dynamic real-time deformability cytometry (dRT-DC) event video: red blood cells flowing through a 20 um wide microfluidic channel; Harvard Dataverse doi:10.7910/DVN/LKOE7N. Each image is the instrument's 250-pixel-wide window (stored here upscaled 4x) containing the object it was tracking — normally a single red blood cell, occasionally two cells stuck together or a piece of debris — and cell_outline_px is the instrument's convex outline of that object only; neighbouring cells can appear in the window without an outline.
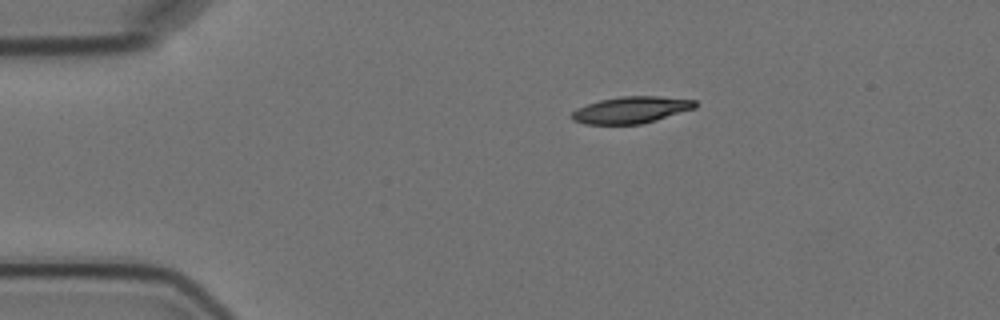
{"species": "Egyptian fruit bat (a non-hibernating species)", "species_latin": "Rousettus aegyptiacus", "temperature_condition": "cold", "stored_images_in_passage": 9, "camera_frame_rate_fps": 3000, "um_per_image_px": 0.085, "animal": {"sex": "female"}, "frame": {"image": 1, "passage_image": 1, "time_ms": 0.0, "image_size_px": [1000, 320], "cell_outline_px": [[696, 108], [656, 120], [640, 124], [584, 124], [572, 120], [572, 112], [576, 108], [600, 100], [620, 96], [656, 96], [696, 100]], "centroid_in_image_um": [53.64, 9.34], "position_along_channel_um": 31.4, "area_um2": 19.13}}
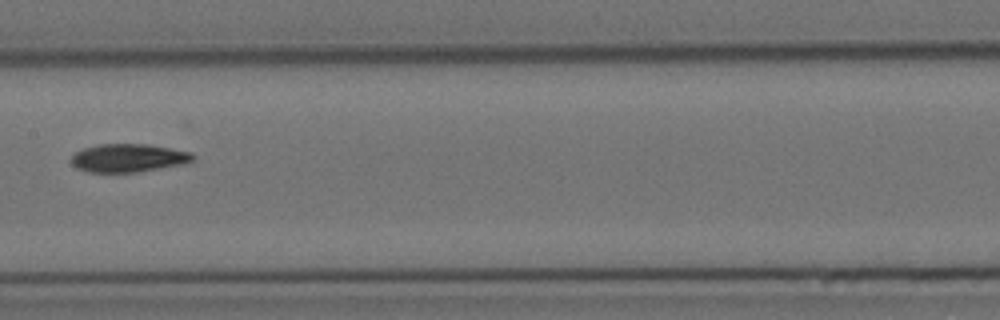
{"frame": {"image": 2, "passage_image": 6, "time_ms": 6.0, "image_size_px": [1000, 320], "cell_outline_px": [[196, 156], [192, 160], [180, 164], [136, 172], [88, 172], [76, 168], [72, 164], [72, 156], [76, 152], [84, 148], [100, 144], [148, 144], [192, 152]], "centroid_in_image_um": [10.89, 13.42], "position_along_channel_um": 196.5, "area_um2": 19.77}}
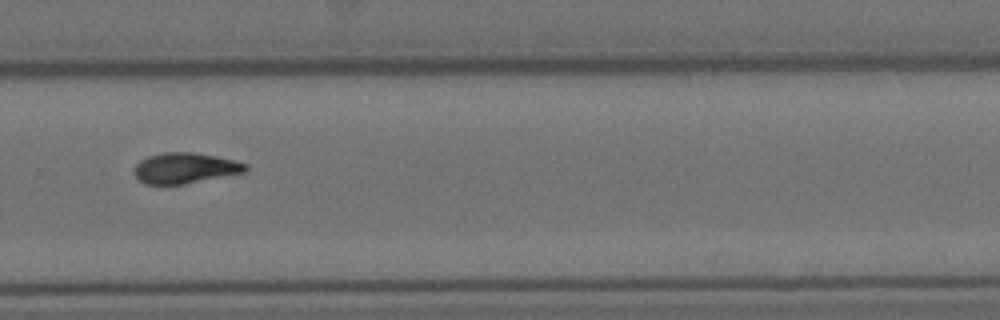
{"frame": {"image": 3, "passage_image": 9, "time_ms": 9.333, "image_size_px": [1000, 320], "cell_outline_px": [[248, 168], [244, 172], [184, 184], [144, 184], [132, 172], [132, 168], [140, 160], [148, 156], [164, 152], [192, 152], [216, 156], [248, 164]], "centroid_in_image_um": [15.68, 14.28], "position_along_channel_um": 314.1, "area_um2": 19.83}}